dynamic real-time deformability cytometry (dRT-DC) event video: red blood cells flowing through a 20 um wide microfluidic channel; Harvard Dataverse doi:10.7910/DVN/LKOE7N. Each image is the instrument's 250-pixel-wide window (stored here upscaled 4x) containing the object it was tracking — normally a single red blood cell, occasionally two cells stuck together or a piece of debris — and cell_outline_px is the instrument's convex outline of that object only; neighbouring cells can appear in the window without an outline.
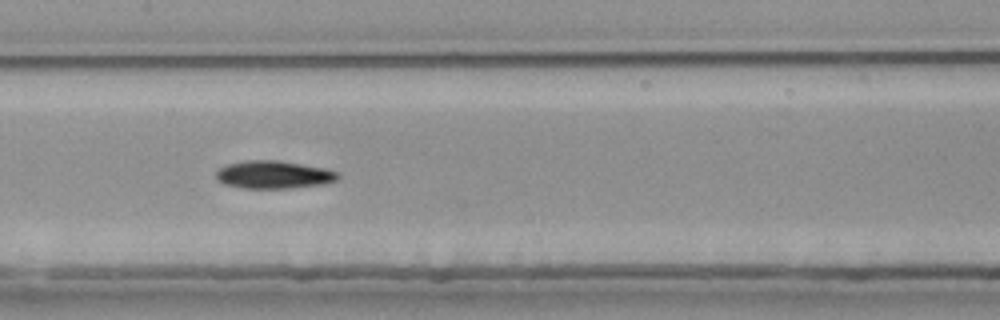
{"species": "common noctule bat (a hibernating species)", "species_latin": "Nyctalus noctula", "temperature_condition": "room temperature", "stored_images_in_passage": 40, "camera_frame_rate_fps": 3000, "um_per_image_px": 0.085, "animal": {"sex": "female", "body_mass_g": 25.1}, "frame": {"image": 1, "passage_image": 12, "time_ms": 3.667, "image_size_px": [1000, 320], "cell_outline_px": [[340, 176], [336, 180], [324, 184], [284, 188], [244, 188], [224, 184], [216, 180], [216, 172], [220, 168], [228, 164], [244, 160], [280, 160], [324, 168], [340, 172]], "centroid_in_image_um": [23.26, 14.84], "position_along_channel_um": 184.1, "area_um2": 19.77}, "authors_computed_cell_mechanics": {"area_um2": 19.5653, "velocity_mm_per_s": 3.7894, "shape_relaxation_time_tau1_ms": 7.9278, "shape_relaxation_time_tau2_ms": null, "deformation_change_tau1": 0.1863, "deformation_change_tau2": null}}